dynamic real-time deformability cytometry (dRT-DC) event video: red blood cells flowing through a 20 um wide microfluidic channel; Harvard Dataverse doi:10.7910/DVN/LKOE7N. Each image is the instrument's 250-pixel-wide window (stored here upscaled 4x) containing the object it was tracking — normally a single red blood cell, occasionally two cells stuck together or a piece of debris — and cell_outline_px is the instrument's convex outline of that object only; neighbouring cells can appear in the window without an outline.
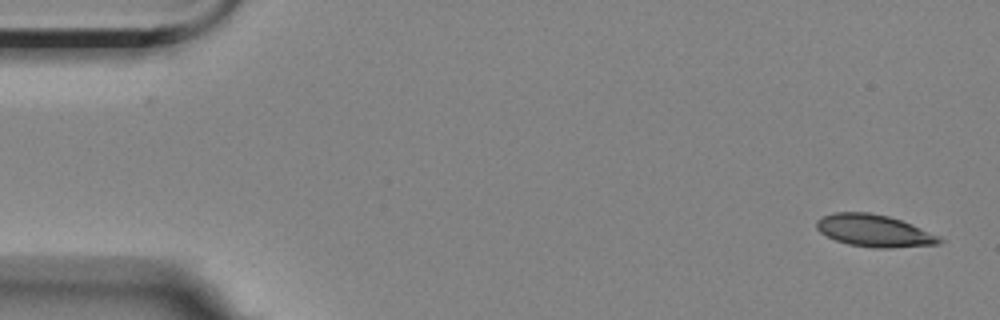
{"species": "Egyptian fruit bat (a non-hibernating species)", "species_latin": "Rousettus aegyptiacus", "temperature_condition": "room temperature", "stored_images_in_passage": 4, "camera_frame_rate_fps": 3000, "um_per_image_px": 0.085, "animal": {"sex": "female"}, "frame": {"image": 1, "passage_image": 1, "time_ms": 0.0, "image_size_px": [1000, 320], "cell_outline_px": [[944, 240], [940, 244], [892, 248], [876, 248], [848, 244], [836, 240], [820, 232], [816, 228], [816, 220], [824, 216], [836, 212], [868, 212], [888, 216], [912, 224], [940, 236]], "centroid_in_image_um": [74.33, 19.61], "position_along_channel_um": 10.7, "area_um2": 23.0}}